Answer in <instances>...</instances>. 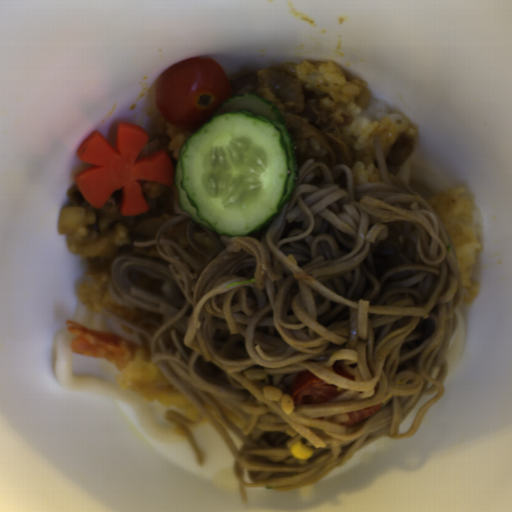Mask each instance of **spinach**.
Segmentation results:
<instances>
[{
	"label": "spinach",
	"mask_w": 512,
	"mask_h": 512,
	"mask_svg": "<svg viewBox=\"0 0 512 512\" xmlns=\"http://www.w3.org/2000/svg\"><path fill=\"white\" fill-rule=\"evenodd\" d=\"M242 283H255V278H253V279H252V280H250V281L235 282V283H233V284H231V285L227 286V288H230V287H233V286H235V285L242 284Z\"/></svg>",
	"instance_id": "spinach-1"
}]
</instances>
